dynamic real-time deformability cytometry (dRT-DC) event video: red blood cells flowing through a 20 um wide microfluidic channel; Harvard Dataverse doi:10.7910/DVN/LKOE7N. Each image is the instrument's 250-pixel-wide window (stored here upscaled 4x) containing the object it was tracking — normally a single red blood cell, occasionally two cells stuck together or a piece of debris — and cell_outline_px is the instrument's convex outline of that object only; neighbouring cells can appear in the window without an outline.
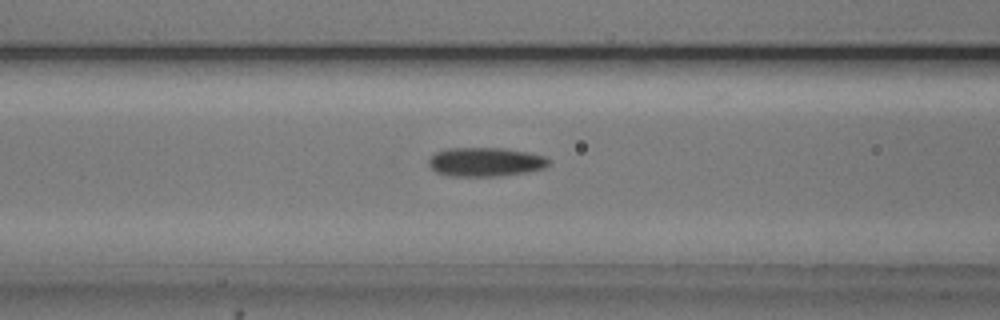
{"species": "common noctule bat (a hibernating species)", "species_latin": "Nyctalus noctula", "temperature_condition": "cold", "stored_images_in_passage": 52, "camera_frame_rate_fps": 3000, "um_per_image_px": 0.085, "animal": {"sex": "male", "body_mass_g": 20.5, "forearm_length_mm": 52.5}, "frame": {"image": 1, "passage_image": 20, "time_ms": 6.333, "image_size_px": [1000, 320], "cell_outline_px": [[548, 164], [544, 168], [528, 172], [500, 176], [448, 176], [436, 172], [428, 164], [428, 160], [436, 152], [448, 148], [504, 148], [544, 156], [548, 160]], "centroid_in_image_um": [41.23, 13.77], "position_along_channel_um": 125.4, "area_um2": 20.17}}
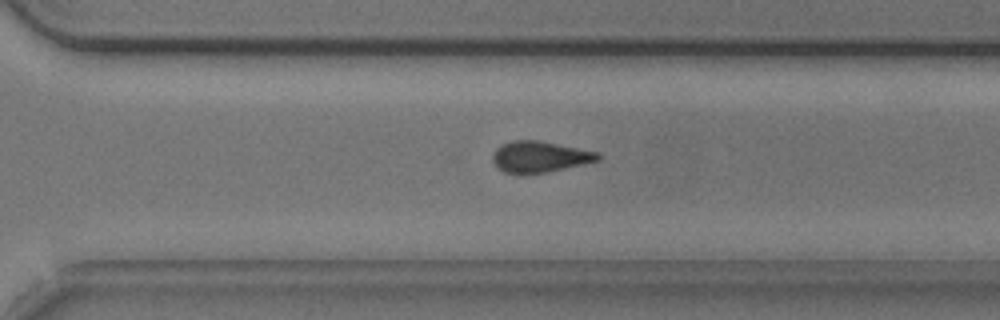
{"frame": {"image": 2, "passage_image": 36, "time_ms": 11.667, "image_size_px": [1000, 320], "cell_outline_px": [[600, 160], [564, 168], [544, 172], [504, 172], [492, 160], [492, 156], [496, 148], [512, 140], [536, 140], [600, 152]], "centroid_in_image_um": [45.9, 13.3], "position_along_channel_um": 324.7, "area_um2": 18.5}}
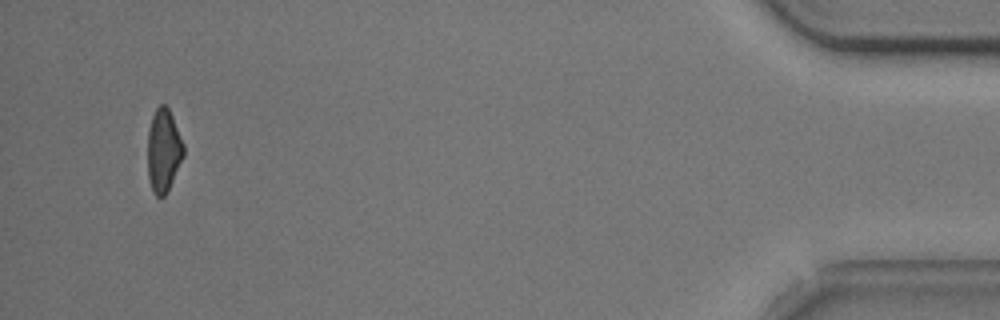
{"frame": {"image": 3, "passage_image": 50, "time_ms": 16.333, "image_size_px": [1000, 320], "cell_outline_px": [[184, 156], [168, 192], [164, 196], [156, 196], [152, 192], [148, 176], [148, 128], [152, 116], [156, 108], [160, 104], [164, 104], [168, 108], [172, 116], [184, 144]], "centroid_in_image_um": [13.9, 12.82], "position_along_channel_um": 421.3, "area_um2": 17.57}, "authors_computed_cell_mechanics": {"area_um2": 19.6231, "velocity_mm_per_s": 3.7457, "shape_relaxation_time_tau1_ms": 4.1326, "shape_relaxation_time_tau2_ms": 5.7389, "deformation_change_tau1": 0.1057, "deformation_change_tau2": 0.1456}}